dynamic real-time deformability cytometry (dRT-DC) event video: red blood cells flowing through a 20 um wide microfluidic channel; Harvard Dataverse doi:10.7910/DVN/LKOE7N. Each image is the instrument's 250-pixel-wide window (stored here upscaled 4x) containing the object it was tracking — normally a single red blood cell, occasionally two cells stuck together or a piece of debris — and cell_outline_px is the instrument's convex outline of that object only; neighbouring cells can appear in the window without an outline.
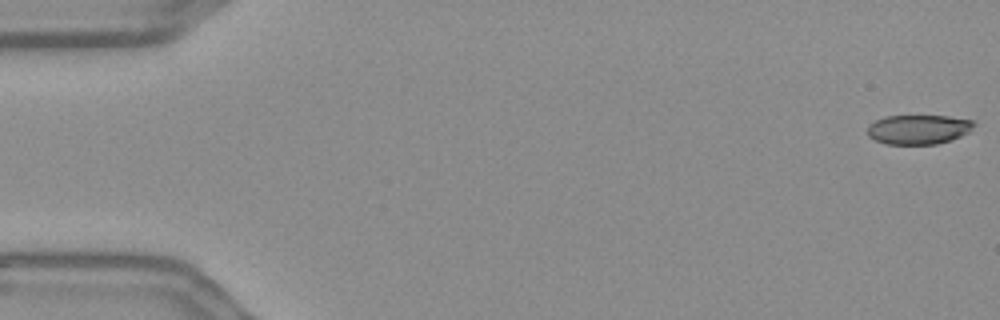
{"species": "Egyptian fruit bat (a non-hibernating species)", "species_latin": "Rousettus aegyptiacus", "temperature_condition": "warm", "stored_images_in_passage": 56, "camera_frame_rate_fps": 3000, "um_per_image_px": 0.085, "frame": {"image": 1, "passage_image": 1, "time_ms": 0.0, "image_size_px": [1000, 320], "cell_outline_px": [[976, 124], [968, 132], [952, 140], [936, 144], [884, 144], [868, 136], [868, 124], [884, 116], [948, 116], [972, 120]], "centroid_in_image_um": [78.06, 11.0], "position_along_channel_um": 6.9, "area_um2": 18.32}}
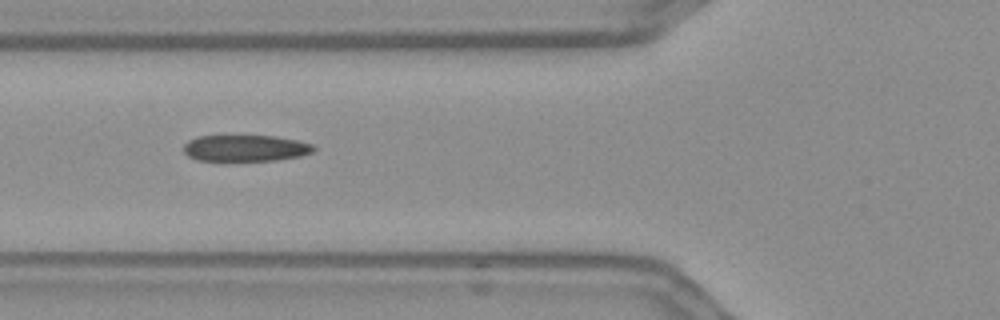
{"frame": {"image": 2, "passage_image": 21, "time_ms": 6.667, "image_size_px": [1000, 320], "cell_outline_px": [[316, 148], [312, 152], [300, 156], [276, 160], [196, 160], [188, 156], [184, 152], [184, 144], [188, 140], [196, 136], [276, 136], [296, 140], [312, 144]], "centroid_in_image_um": [20.85, 12.58], "position_along_channel_um": 105.0, "area_um2": 19.88}}
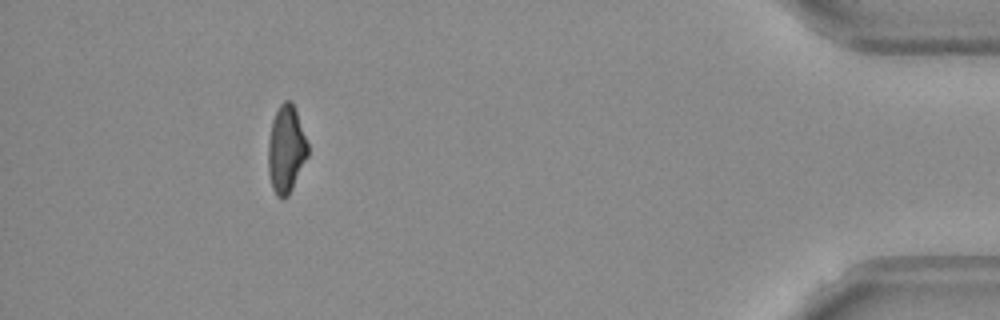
{"frame": {"image": 3, "passage_image": 51, "time_ms": 16.667, "image_size_px": [1000, 320], "cell_outline_px": [[308, 156], [288, 196], [276, 196], [272, 188], [268, 172], [268, 140], [272, 120], [280, 104], [284, 100], [292, 100], [308, 144]], "centroid_in_image_um": [24.31, 12.67], "position_along_channel_um": 410.9, "area_um2": 20.11}, "authors_computed_cell_mechanics": {"area_um2": 21.0103, "velocity_mm_per_s": 3.6522, "shape_relaxation_time_tau1_ms": 3.6496, "shape_relaxation_time_tau2_ms": 1.7032, "deformation_change_tau1": 0.1607, "deformation_change_tau2": 0.1045}}